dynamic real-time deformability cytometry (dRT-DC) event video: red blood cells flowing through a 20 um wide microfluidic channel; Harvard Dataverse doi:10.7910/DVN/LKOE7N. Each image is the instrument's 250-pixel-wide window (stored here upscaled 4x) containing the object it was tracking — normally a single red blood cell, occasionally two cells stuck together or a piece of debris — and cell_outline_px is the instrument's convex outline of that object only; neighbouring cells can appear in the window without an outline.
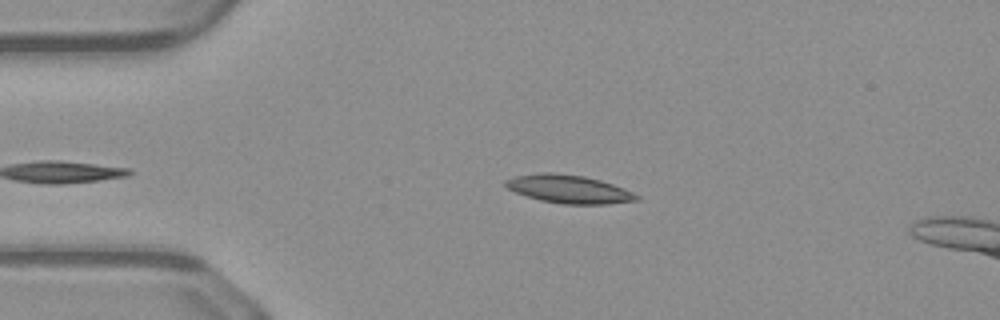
{"species": "common noctule bat (a hibernating species)", "species_latin": "Nyctalus noctula", "temperature_condition": "warm", "stored_images_in_passage": 44, "camera_frame_rate_fps": 3000, "um_per_image_px": 0.085, "animal": {"sex": "male", "body_mass_g": 23.1, "forearm_length_mm": 52.7}, "frame": {"image": 1, "passage_image": 10, "time_ms": 3.0, "image_size_px": [1000, 320], "cell_outline_px": [[640, 200], [608, 204], [560, 204], [540, 200], [516, 192], [508, 188], [504, 184], [504, 180], [516, 176], [540, 172], [552, 172], [584, 176], [600, 180], [624, 188], [640, 196]], "centroid_in_image_um": [48.37, 16.07], "position_along_channel_um": 36.6, "area_um2": 21.56}}
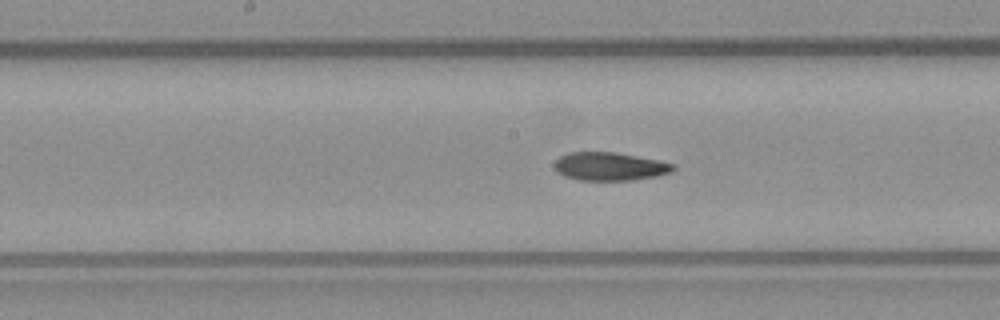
{"frame": {"image": 2, "passage_image": 24, "time_ms": 7.667, "image_size_px": [1000, 320], "cell_outline_px": [[676, 168], [672, 172], [656, 176], [632, 180], [580, 180], [564, 176], [556, 172], [552, 164], [560, 156], [568, 152], [616, 152], [660, 160], [676, 164]], "centroid_in_image_um": [51.83, 14.14], "position_along_channel_um": 196.4, "area_um2": 19.83}}
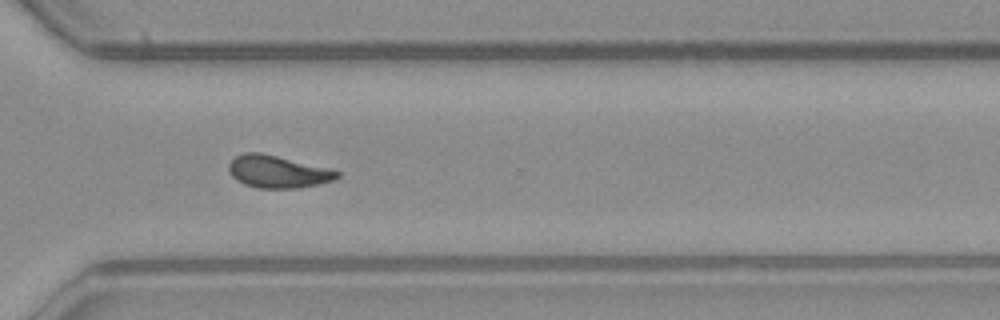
{"frame": {"image": 3, "passage_image": 35, "time_ms": 11.333, "image_size_px": [1000, 320], "cell_outline_px": [[340, 176], [336, 180], [320, 184], [296, 188], [256, 188], [244, 184], [236, 180], [232, 176], [228, 168], [228, 164], [236, 156], [244, 152], [260, 152], [328, 168], [340, 172]], "centroid_in_image_um": [23.61, 14.6], "position_along_channel_um": 347.0, "area_um2": 20.46}, "authors_computed_cell_mechanics": {"area_um2": 19.8832, "velocity_mm_per_s": 4.1167, "shape_relaxation_time_tau1_ms": 7.0005, "shape_relaxation_time_tau2_ms": 5.062, "deformation_change_tau1": 0.23, "deformation_change_tau2": 0.1396}}